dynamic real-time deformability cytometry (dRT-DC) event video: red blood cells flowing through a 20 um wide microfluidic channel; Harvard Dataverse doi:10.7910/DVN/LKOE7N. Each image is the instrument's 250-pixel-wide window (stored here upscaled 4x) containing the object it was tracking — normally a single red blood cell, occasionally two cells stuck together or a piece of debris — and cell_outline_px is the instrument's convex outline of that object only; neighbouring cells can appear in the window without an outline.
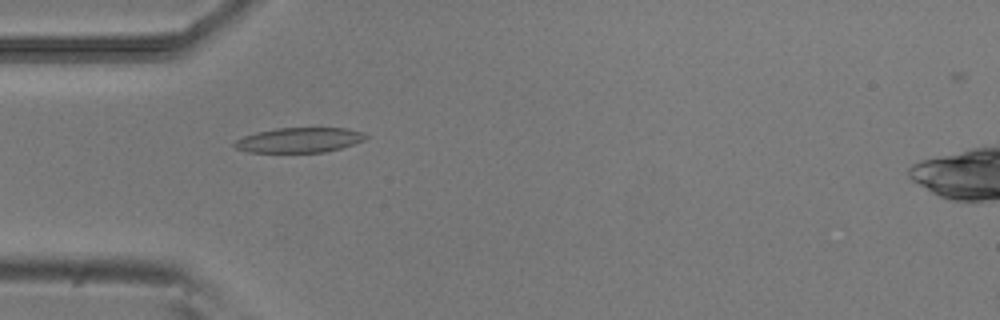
{"species": "common noctule bat (a hibernating species)", "species_latin": "Nyctalus noctula", "temperature_condition": "room temperature", "stored_images_in_passage": 44, "camera_frame_rate_fps": 3000, "um_per_image_px": 0.085, "animal": {"sex": "male", "body_mass_g": 20.5, "forearm_length_mm": 52.5}, "frame": {"image": 1, "passage_image": 7, "time_ms": 2.0, "image_size_px": [1000, 320], "cell_outline_px": [[368, 136], [364, 140], [340, 148], [324, 152], [248, 152], [236, 148], [232, 144], [236, 140], [244, 136], [256, 132], [276, 128], [348, 128], [364, 132]], "centroid_in_image_um": [25.44, 11.9], "position_along_channel_um": 59.6, "area_um2": 19.02}}
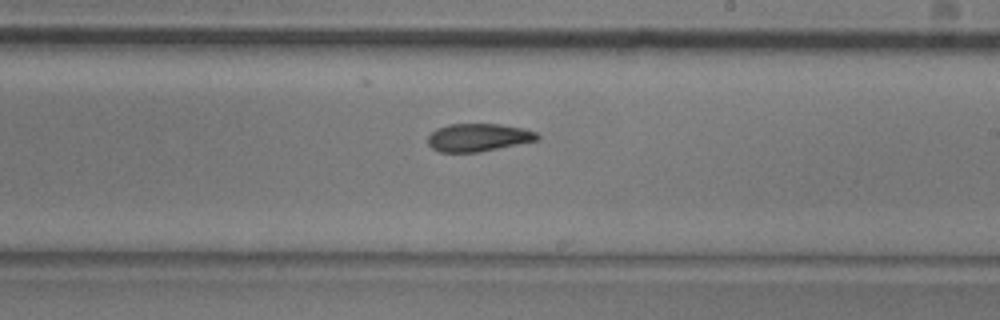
{"frame": {"image": 2, "passage_image": 22, "time_ms": 7.0, "image_size_px": [1000, 320], "cell_outline_px": [[540, 140], [480, 152], [440, 152], [432, 148], [428, 144], [428, 136], [436, 128], [448, 124], [500, 124], [524, 128], [536, 132], [540, 136]], "centroid_in_image_um": [40.68, 11.68], "position_along_channel_um": 248.3, "area_um2": 17.98}}
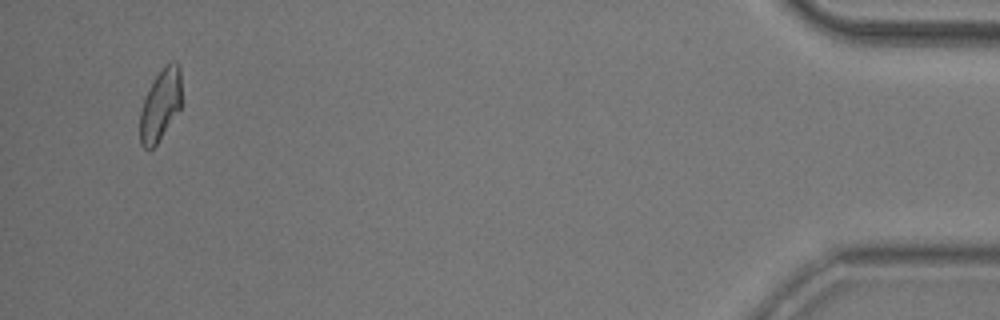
{"frame": {"image": 3, "passage_image": 42, "time_ms": 13.667, "image_size_px": [1000, 320], "cell_outline_px": [[180, 108], [156, 144], [152, 148], [144, 148], [140, 144], [140, 112], [144, 100], [156, 76], [164, 64], [172, 60], [176, 60], [180, 64]], "centroid_in_image_um": [13.64, 8.87], "position_along_channel_um": 421.6, "area_um2": 16.99}, "authors_computed_cell_mechanics": {"area_um2": 18.1492, "velocity_mm_per_s": 3.7948, "shape_relaxation_time_tau1_ms": 7.4215, "shape_relaxation_time_tau2_ms": 4.7272, "deformation_change_tau1": 0.1732, "deformation_change_tau2": 0.1207}}